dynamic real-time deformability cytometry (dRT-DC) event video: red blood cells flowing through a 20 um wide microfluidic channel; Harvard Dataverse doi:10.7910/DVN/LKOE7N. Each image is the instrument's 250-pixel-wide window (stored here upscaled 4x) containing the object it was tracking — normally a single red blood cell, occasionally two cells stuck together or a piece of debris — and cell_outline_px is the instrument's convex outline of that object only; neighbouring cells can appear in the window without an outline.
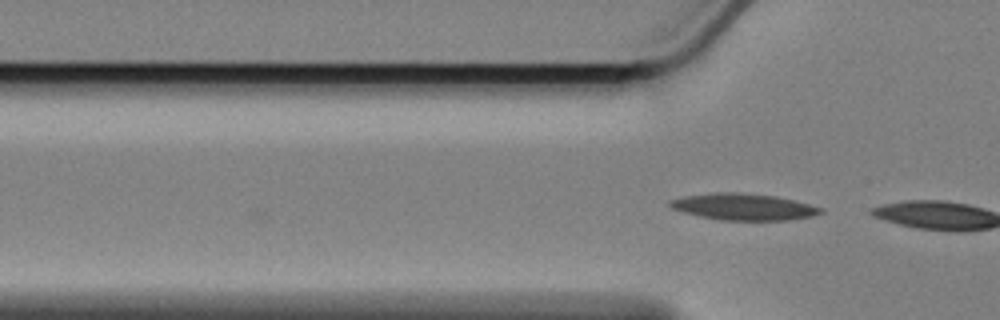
{"species": "Egyptian fruit bat (a non-hibernating species)", "species_latin": "Rousettus aegyptiacus", "temperature_condition": "cold", "stored_images_in_passage": 3, "camera_frame_rate_fps": 3000, "um_per_image_px": 0.085, "animal": {"sex": "female"}, "frame": {"image": 1, "passage_image": 3, "time_ms": 0.667, "image_size_px": [1000, 320], "cell_outline_px": [[824, 212], [812, 216], [788, 220], [720, 220], [700, 216], [684, 212], [672, 208], [668, 204], [668, 200], [684, 196], [716, 192], [736, 192], [776, 196], [808, 204], [820, 208]], "centroid_in_image_um": [63.16, 17.58], "position_along_channel_um": 62.6, "area_um2": 23.12}}